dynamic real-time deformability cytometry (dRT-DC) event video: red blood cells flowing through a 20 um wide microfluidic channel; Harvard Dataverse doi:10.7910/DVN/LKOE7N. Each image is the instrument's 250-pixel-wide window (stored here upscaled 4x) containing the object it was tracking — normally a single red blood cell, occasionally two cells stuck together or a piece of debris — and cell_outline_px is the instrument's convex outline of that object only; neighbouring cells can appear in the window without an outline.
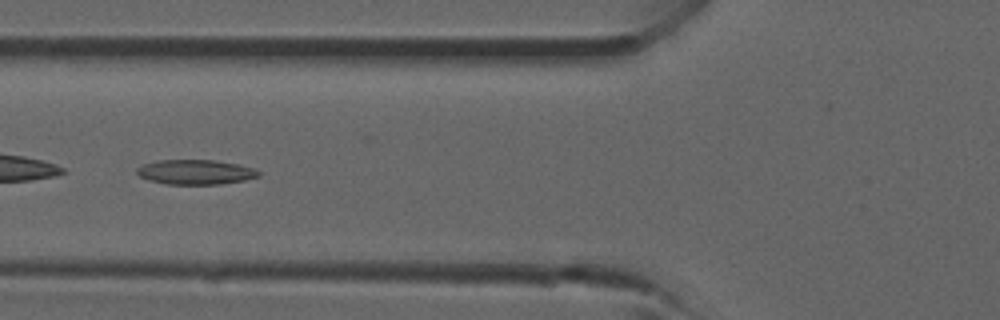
{"species": "common noctule bat (a hibernating species)", "species_latin": "Nyctalus noctula", "temperature_condition": "room temperature", "stored_images_in_passage": 31, "camera_frame_rate_fps": 3000, "um_per_image_px": 0.085, "animal": {"sex": "male", "forearm_length_mm": 52.5}, "frame": {"image": 1, "passage_image": 5, "time_ms": 1.333, "image_size_px": [1000, 320], "cell_outline_px": [[260, 176], [244, 180], [220, 184], [168, 184], [148, 180], [140, 176], [136, 172], [136, 168], [144, 164], [156, 160], [216, 160], [240, 164], [256, 168], [260, 172]], "centroid_in_image_um": [16.65, 14.61], "position_along_channel_um": 109.2, "area_um2": 17.69}}
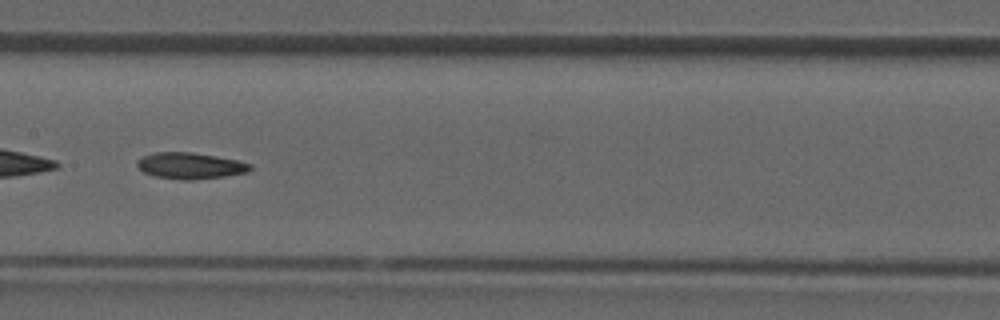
{"frame": {"image": 2, "passage_image": 10, "time_ms": 3.0, "image_size_px": [1000, 320], "cell_outline_px": [[252, 168], [248, 172], [224, 176], [192, 180], [180, 180], [152, 176], [144, 172], [136, 164], [136, 160], [144, 156], [156, 152], [192, 152], [216, 156], [236, 160], [252, 164]], "centroid_in_image_um": [16.16, 14.09], "position_along_channel_um": 191.2, "area_um2": 17.34}}